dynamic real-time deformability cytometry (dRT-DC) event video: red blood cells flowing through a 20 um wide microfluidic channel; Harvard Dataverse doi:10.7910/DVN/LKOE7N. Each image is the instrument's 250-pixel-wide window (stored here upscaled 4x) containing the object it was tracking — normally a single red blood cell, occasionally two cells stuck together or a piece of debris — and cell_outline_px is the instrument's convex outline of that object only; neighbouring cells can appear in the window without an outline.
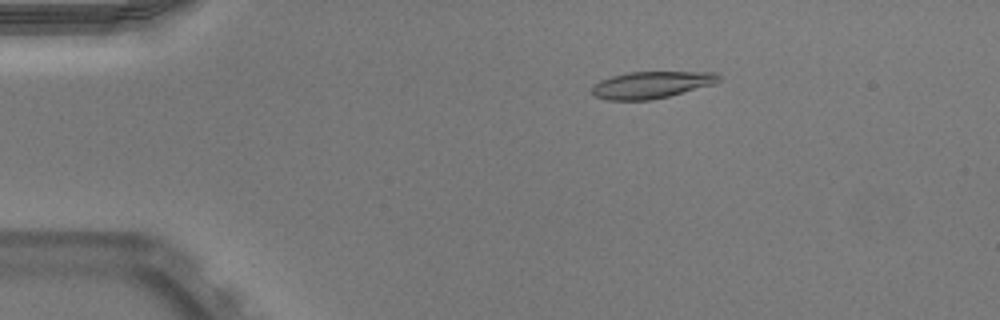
{"species": "Egyptian fruit bat (a non-hibernating species)", "species_latin": "Rousettus aegyptiacus", "temperature_condition": "warm", "stored_images_in_passage": 50, "camera_frame_rate_fps": 3000, "um_per_image_px": 0.085, "animal": {"sex": "male"}, "frame": {"image": 1, "passage_image": 8, "time_ms": 2.333, "image_size_px": [1000, 320], "cell_outline_px": [[720, 80], [716, 84], [652, 100], [608, 100], [596, 96], [592, 92], [592, 88], [600, 80], [612, 76], [628, 72], [716, 72], [720, 76]], "centroid_in_image_um": [55.41, 7.21], "position_along_channel_um": 29.6, "area_um2": 19.83}}
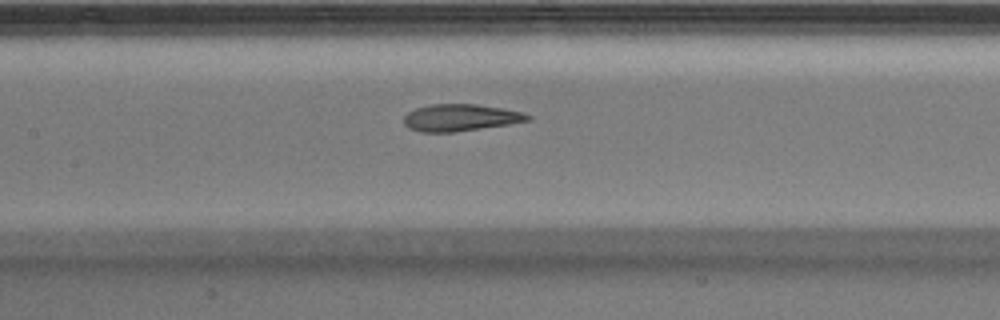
{"frame": {"image": 2, "passage_image": 23, "time_ms": 7.333, "image_size_px": [1000, 320], "cell_outline_px": [[532, 120], [508, 124], [456, 132], [420, 132], [408, 128], [404, 124], [404, 116], [408, 112], [416, 108], [432, 104], [476, 104], [500, 108], [520, 112], [532, 116]], "centroid_in_image_um": [39.11, 10.0], "position_along_channel_um": 168.3, "area_um2": 19.36}}
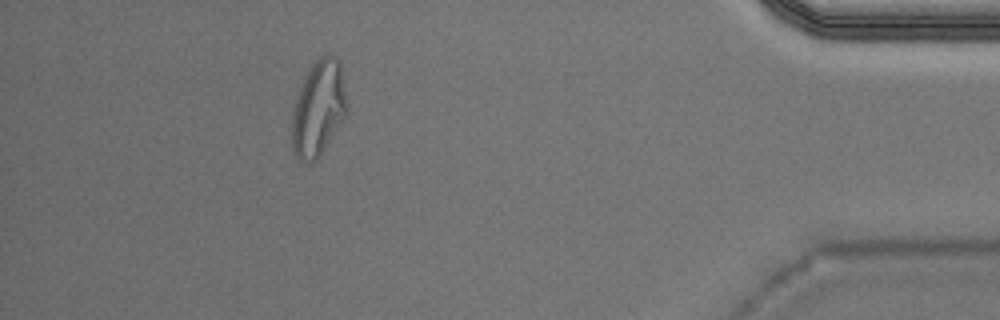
{"frame": {"image": 3, "passage_image": 45, "time_ms": 14.667, "image_size_px": [1000, 320], "cell_outline_px": [[348, 104], [344, 116], [320, 156], [316, 160], [308, 164], [300, 160], [296, 156], [292, 144], [292, 116], [296, 100], [300, 88], [312, 64], [324, 52], [328, 52], [336, 56], [340, 60]], "centroid_in_image_um": [27.09, 9.17], "position_along_channel_um": 408.1, "area_um2": 30.46}, "authors_computed_cell_mechanics": {"area_um2": 20.4323, "velocity_mm_per_s": 3.9383, "shape_relaxation_time_tau1_ms": null, "shape_relaxation_time_tau2_ms": 1.648, "deformation_change_tau1": null, "deformation_change_tau2": 0.0979}}